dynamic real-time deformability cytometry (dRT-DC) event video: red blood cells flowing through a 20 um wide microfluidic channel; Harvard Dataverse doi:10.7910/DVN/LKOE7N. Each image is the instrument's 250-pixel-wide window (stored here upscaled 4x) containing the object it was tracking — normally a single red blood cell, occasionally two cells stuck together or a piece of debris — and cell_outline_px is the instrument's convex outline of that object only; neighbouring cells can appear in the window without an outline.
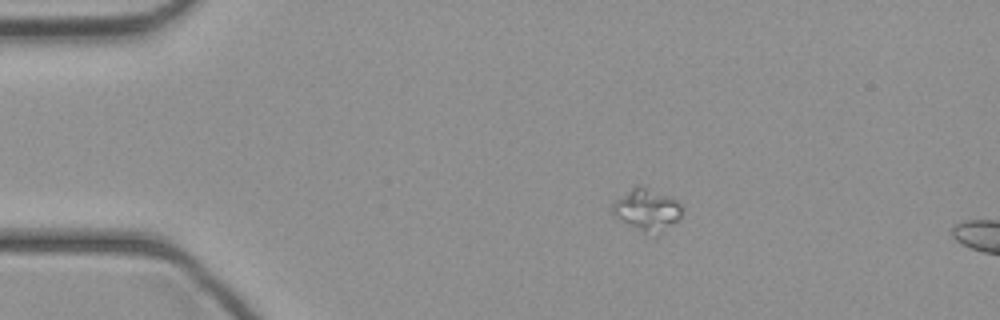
{"species": "common noctule bat (a hibernating species)", "species_latin": "Nyctalus noctula", "temperature_condition": "cold", "stored_images_in_passage": 6, "camera_frame_rate_fps": 3000, "um_per_image_px": 0.085, "animal": {"sex": "female", "body_mass_g": 21.9}, "frame": {"image": 1, "passage_image": 1, "time_ms": 0.0, "image_size_px": [1000, 320], "cell_outline_px": [[684, 208], [680, 216], [672, 224], [656, 236], [644, 232], [616, 216], [612, 212], [612, 204], [616, 200], [632, 188], [640, 184], [676, 200]], "centroid_in_image_um": [55.02, 17.82], "position_along_channel_um": 30.0, "area_um2": 16.47}}